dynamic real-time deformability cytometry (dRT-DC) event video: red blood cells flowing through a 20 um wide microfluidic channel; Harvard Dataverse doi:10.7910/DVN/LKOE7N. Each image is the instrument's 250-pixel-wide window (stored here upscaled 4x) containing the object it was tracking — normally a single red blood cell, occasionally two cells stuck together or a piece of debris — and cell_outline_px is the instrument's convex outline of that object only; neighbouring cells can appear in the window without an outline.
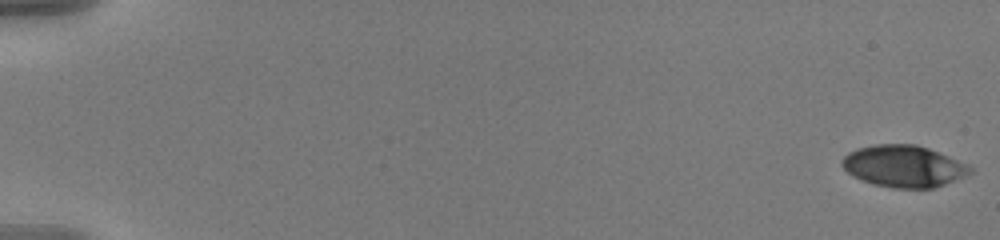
{"species": "human", "species_latin": "Homo sapiens", "temperature_condition": "warm", "stored_images_in_passage": 57, "camera_frame_rate_fps": 3000, "um_per_image_px": 0.085, "donor": {"sex": "male"}, "frame": {"image": 1, "passage_image": 1, "time_ms": 0.0, "image_size_px": [1000, 240], "cell_outline_px": [[972, 172], [944, 184], [932, 188], [892, 188], [872, 184], [860, 180], [852, 176], [840, 164], [844, 156], [848, 152], [856, 148], [876, 144], [916, 144], [928, 148], [968, 164], [972, 168]], "centroid_in_image_um": [76.76, 14.12], "position_along_channel_um": 8.2, "area_um2": 31.15}}
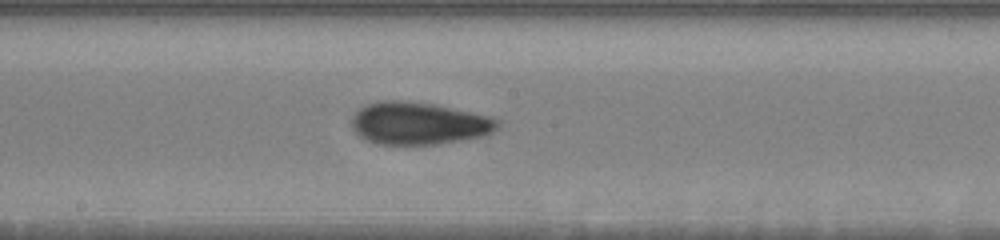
{"frame": {"image": 2, "passage_image": 33, "time_ms": 10.667, "image_size_px": [1000, 240], "cell_outline_px": [[500, 124], [492, 132], [480, 136], [464, 140], [436, 144], [376, 144], [364, 140], [352, 128], [352, 116], [360, 108], [376, 100], [408, 100], [436, 104], [492, 116]], "centroid_in_image_um": [35.57, 10.47], "position_along_channel_um": 212.6, "area_um2": 36.36}}
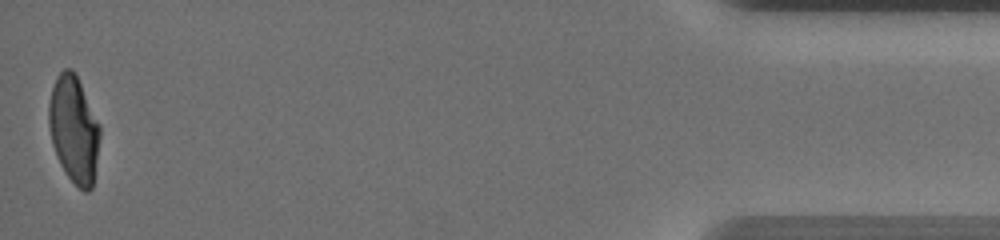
{"frame": {"image": 3, "passage_image": 57, "time_ms": 18.667, "image_size_px": [1000, 240], "cell_outline_px": [[100, 136], [92, 188], [88, 192], [84, 192], [68, 176], [60, 164], [52, 144], [48, 124], [48, 104], [52, 88], [56, 76], [64, 68], [72, 68], [76, 72], [100, 124]], "centroid_in_image_um": [6.27, 10.94], "position_along_channel_um": 428.9, "area_um2": 32.02}, "authors_computed_cell_mechanics": {"area_um2": 33.4084, "velocity_mm_per_s": 3.6477, "shape_relaxation_time_tau1_ms": 5.9821, "shape_relaxation_time_tau2_ms": 1.5475, "deformation_change_tau1": 0.2033, "deformation_change_tau2": 0.0733}}